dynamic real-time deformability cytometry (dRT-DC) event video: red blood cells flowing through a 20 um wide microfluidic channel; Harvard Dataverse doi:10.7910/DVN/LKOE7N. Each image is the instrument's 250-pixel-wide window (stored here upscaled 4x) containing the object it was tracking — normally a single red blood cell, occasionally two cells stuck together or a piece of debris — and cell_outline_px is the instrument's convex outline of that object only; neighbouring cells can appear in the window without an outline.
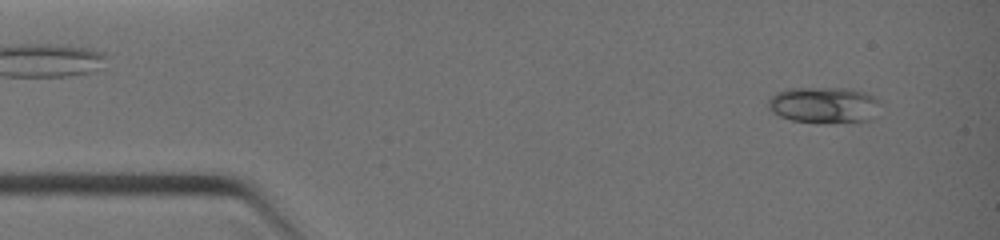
{"species": "common noctule bat (a hibernating species)", "species_latin": "Nyctalus noctula", "temperature_condition": "warm", "stored_images_in_passage": 2, "segment_of_instrument_passage": [2, 2], "camera_frame_rate_fps": 3000, "um_per_image_px": 0.085, "animal": {"sex": "female", "body_mass_g": 19.0, "forearm_length_mm": 51.5}, "frame": {"image": 1, "passage_image": 2, "time_ms": 1.0, "image_size_px": [1000, 240], "cell_outline_px": [[884, 104], [872, 120], [824, 124], [820, 124], [792, 120], [780, 116], [772, 112], [768, 108], [768, 100], [776, 92], [788, 88], [848, 88], [864, 92], [876, 96]], "centroid_in_image_um": [70.11, 8.94], "position_along_channel_um": 14.9, "area_um2": 24.45}}